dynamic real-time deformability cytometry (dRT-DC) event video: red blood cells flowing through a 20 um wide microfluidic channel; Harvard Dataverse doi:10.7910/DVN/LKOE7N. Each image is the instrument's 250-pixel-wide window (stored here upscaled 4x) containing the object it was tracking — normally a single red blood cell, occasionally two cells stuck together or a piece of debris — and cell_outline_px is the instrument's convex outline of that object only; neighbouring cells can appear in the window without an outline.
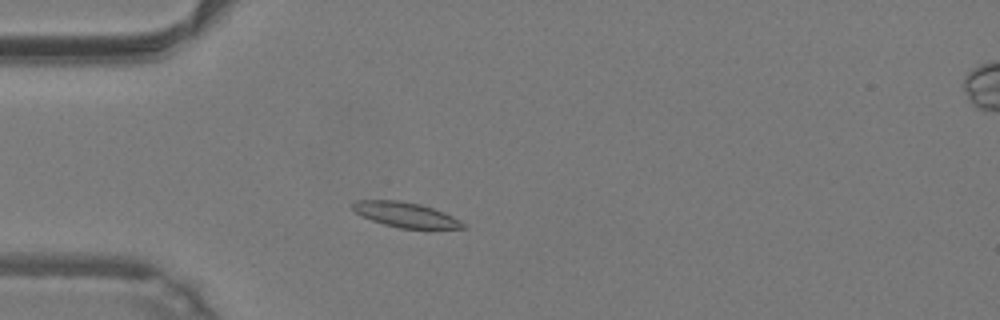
{"species": "common noctule bat (a hibernating species)", "species_latin": "Nyctalus noctula", "temperature_condition": "warm", "stored_images_in_passage": 43, "camera_frame_rate_fps": 3000, "um_per_image_px": 0.085, "animal": {"sex": "male", "body_mass_g": 19.2, "forearm_length_mm": 51.8}, "frame": {"image": 1, "passage_image": 8, "time_ms": 2.333, "image_size_px": [1000, 320], "cell_outline_px": [[468, 228], [400, 228], [384, 224], [360, 216], [352, 208], [352, 204], [356, 200], [400, 200], [420, 204], [444, 212], [460, 220]], "centroid_in_image_um": [34.45, 18.24], "position_along_channel_um": 50.5, "area_um2": 15.95}}
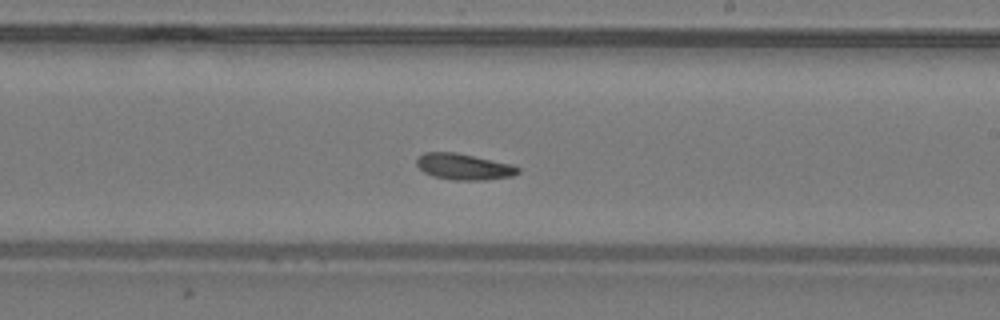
{"frame": {"image": 2, "passage_image": 23, "time_ms": 7.333, "image_size_px": [1000, 320], "cell_outline_px": [[520, 172], [512, 176], [484, 180], [452, 180], [432, 176], [424, 172], [416, 164], [416, 160], [424, 152], [456, 152], [512, 164], [520, 168]], "centroid_in_image_um": [39.43, 14.17], "position_along_channel_um": 249.6, "area_um2": 15.49}}
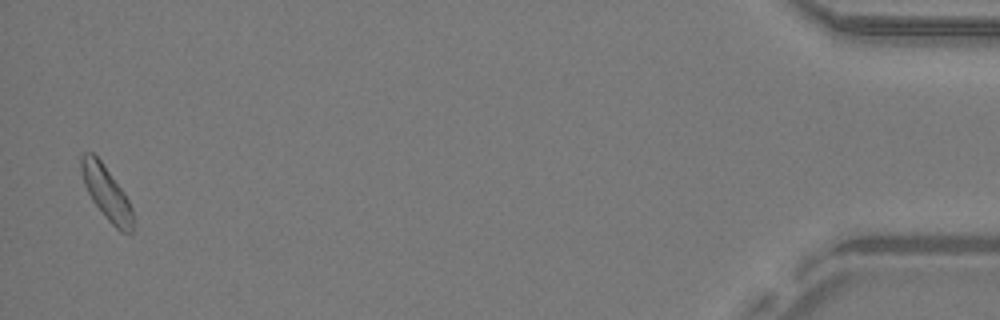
{"frame": {"image": 3, "passage_image": 42, "time_ms": 13.667, "image_size_px": [1000, 320], "cell_outline_px": [[132, 232], [120, 232], [108, 220], [92, 200], [84, 184], [80, 168], [80, 156], [84, 152], [92, 152], [100, 160], [124, 192], [132, 208]], "centroid_in_image_um": [9.02, 16.37], "position_along_channel_um": 426.2, "area_um2": 15.84}, "authors_computed_cell_mechanics": {"area_um2": 15.5482, "velocity_mm_per_s": 4.2304, "shape_relaxation_time_tau1_ms": 4.3068, "shape_relaxation_time_tau2_ms": 5.1038, "deformation_change_tau1": 0.119, "deformation_change_tau2": 0.1263}}